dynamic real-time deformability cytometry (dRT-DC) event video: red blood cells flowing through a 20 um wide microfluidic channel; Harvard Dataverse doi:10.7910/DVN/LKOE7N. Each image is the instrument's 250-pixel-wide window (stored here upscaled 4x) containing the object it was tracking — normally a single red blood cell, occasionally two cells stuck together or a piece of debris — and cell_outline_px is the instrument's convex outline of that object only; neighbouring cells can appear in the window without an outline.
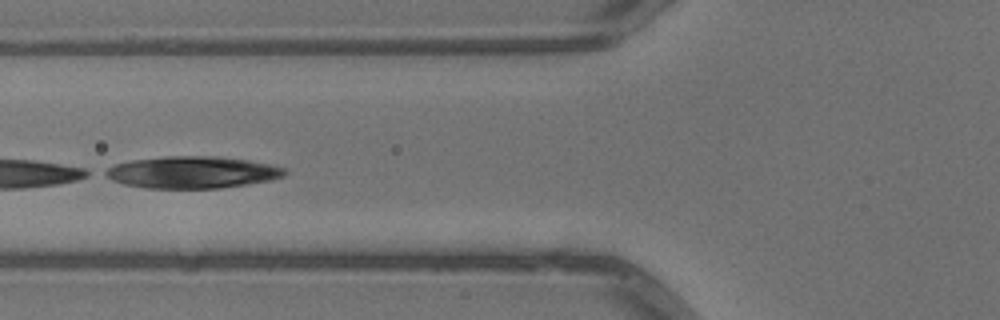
{"species": "common noctule bat (a hibernating species)", "species_latin": "Nyctalus noctula", "temperature_condition": "warm", "stored_images_in_passage": 6, "camera_frame_rate_fps": 3000, "um_per_image_px": 0.085, "animal": {"sex": "male", "body_mass_g": 13.3}, "frame": {"image": 1, "passage_image": 5, "time_ms": 1.333, "image_size_px": [1000, 320], "cell_outline_px": [[288, 172], [284, 176], [272, 180], [248, 184], [220, 188], [144, 188], [124, 184], [112, 180], [104, 176], [100, 172], [112, 164], [132, 160], [164, 156], [216, 156], [248, 160], [268, 164], [284, 168]], "centroid_in_image_um": [16.28, 14.64], "position_along_channel_um": 109.5, "area_um2": 33.7}}
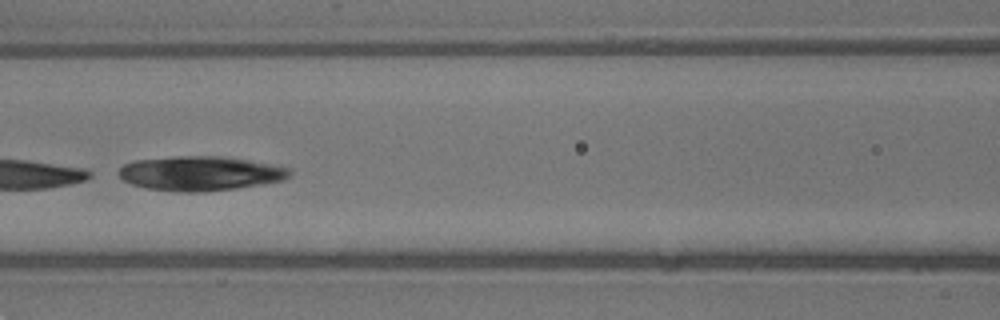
{"frame": {"image": 2, "passage_image": 6, "time_ms": 1.667, "image_size_px": [1000, 320], "cell_outline_px": [[292, 172], [284, 180], [264, 184], [236, 188], [200, 192], [176, 192], [148, 188], [132, 184], [124, 180], [120, 176], [120, 168], [124, 164], [132, 160], [172, 156], [220, 156], [248, 160], [288, 168]], "centroid_in_image_um": [17.0, 14.73], "position_along_channel_um": 149.6, "area_um2": 34.22}}